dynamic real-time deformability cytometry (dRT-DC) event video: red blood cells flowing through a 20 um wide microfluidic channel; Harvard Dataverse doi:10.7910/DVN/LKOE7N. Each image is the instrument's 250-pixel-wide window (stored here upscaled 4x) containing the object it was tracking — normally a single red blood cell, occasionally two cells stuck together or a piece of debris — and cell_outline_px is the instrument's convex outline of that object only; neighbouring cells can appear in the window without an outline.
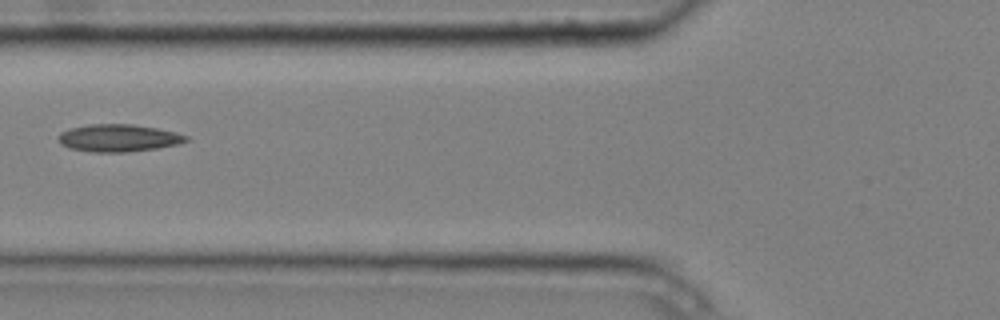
{"species": "common noctule bat (a hibernating species)", "species_latin": "Nyctalus noctula", "temperature_condition": "cold", "stored_images_in_passage": 6, "camera_frame_rate_fps": 3000, "um_per_image_px": 0.085, "animal": {"sex": "male", "body_mass_g": 20.4}, "frame": {"image": 1, "passage_image": 6, "time_ms": 1.667, "image_size_px": [1000, 320], "cell_outline_px": [[188, 140], [180, 144], [156, 148], [128, 152], [92, 152], [68, 148], [60, 144], [56, 136], [60, 132], [68, 128], [88, 124], [132, 124], [156, 128], [176, 132], [188, 136]], "centroid_in_image_um": [10.02, 11.73], "position_along_channel_um": 115.8, "area_um2": 20.63}}